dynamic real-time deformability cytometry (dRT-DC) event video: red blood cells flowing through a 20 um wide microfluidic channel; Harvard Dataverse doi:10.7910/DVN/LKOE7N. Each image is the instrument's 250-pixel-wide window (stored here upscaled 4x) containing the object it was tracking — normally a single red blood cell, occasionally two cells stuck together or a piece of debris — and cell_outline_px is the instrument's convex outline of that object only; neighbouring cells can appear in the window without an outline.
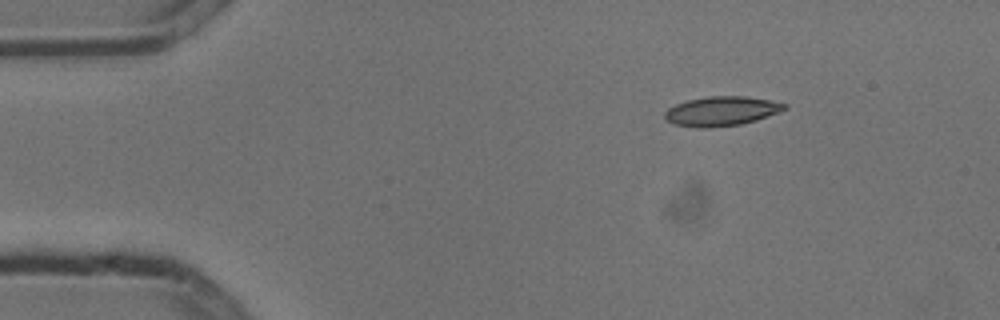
{"species": "common noctule bat (a hibernating species)", "species_latin": "Nyctalus noctula", "temperature_condition": "cold", "stored_images_in_passage": 3, "camera_frame_rate_fps": 3000, "um_per_image_px": 0.085, "animal": {"sex": "male", "body_mass_g": 13.3}, "frame": {"image": 1, "passage_image": 1, "time_ms": 0.0, "image_size_px": [1000, 320], "cell_outline_px": [[788, 108], [756, 120], [740, 124], [708, 128], [696, 128], [672, 124], [664, 116], [664, 112], [668, 108], [676, 104], [688, 100], [708, 96], [744, 96], [768, 100], [788, 104]], "centroid_in_image_um": [61.29, 9.45], "position_along_channel_um": 23.7, "area_um2": 20.46}}